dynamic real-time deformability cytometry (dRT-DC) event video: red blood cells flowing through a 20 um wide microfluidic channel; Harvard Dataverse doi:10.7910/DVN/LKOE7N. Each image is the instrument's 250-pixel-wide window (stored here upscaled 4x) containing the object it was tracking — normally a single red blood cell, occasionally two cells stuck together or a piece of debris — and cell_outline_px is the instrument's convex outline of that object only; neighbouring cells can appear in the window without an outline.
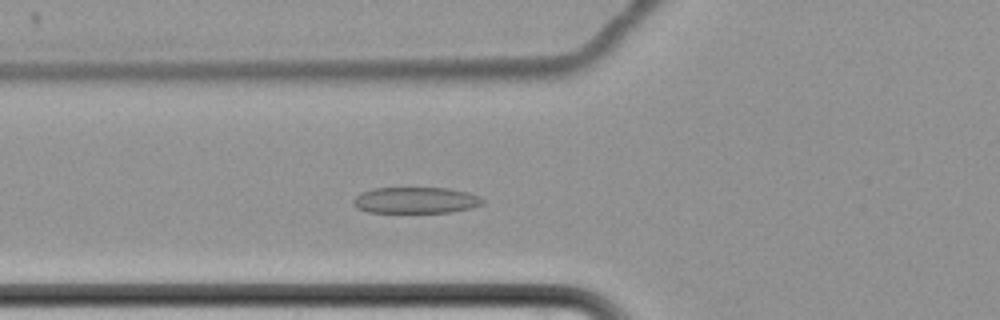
{"species": "common noctule bat (a hibernating species)", "species_latin": "Nyctalus noctula", "temperature_condition": "cold", "stored_images_in_passage": 63, "camera_frame_rate_fps": 3000, "um_per_image_px": 0.085, "animal": {"sex": "female", "body_mass_g": 22.7, "forearm_length_mm": 54.2}, "frame": {"image": 1, "passage_image": 25, "time_ms": 8.0, "image_size_px": [1000, 320], "cell_outline_px": [[484, 204], [472, 208], [448, 212], [368, 212], [356, 208], [352, 204], [352, 200], [360, 192], [372, 188], [448, 188], [468, 192], [480, 196], [484, 200]], "centroid_in_image_um": [35.32, 17.01], "position_along_channel_um": 90.5, "area_um2": 19.94}}
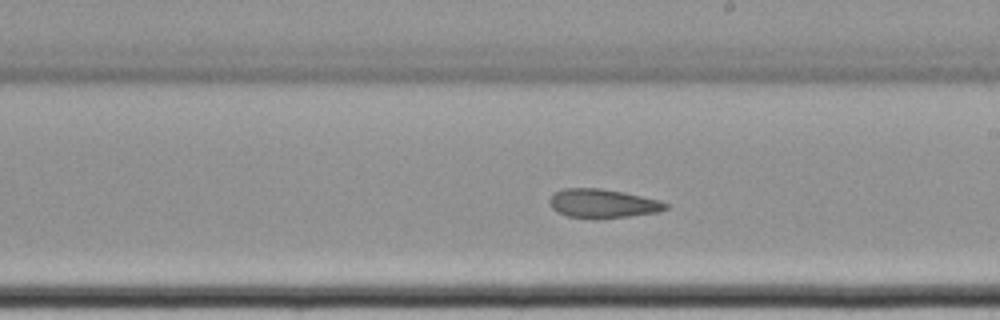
{"frame": {"image": 2, "passage_image": 38, "time_ms": 12.333, "image_size_px": [1000, 320], "cell_outline_px": [[668, 208], [656, 212], [628, 216], [568, 216], [552, 208], [548, 200], [552, 192], [564, 188], [600, 188], [624, 192], [660, 200], [668, 204]], "centroid_in_image_um": [51.22, 17.24], "position_along_channel_um": 237.8, "area_um2": 18.9}}
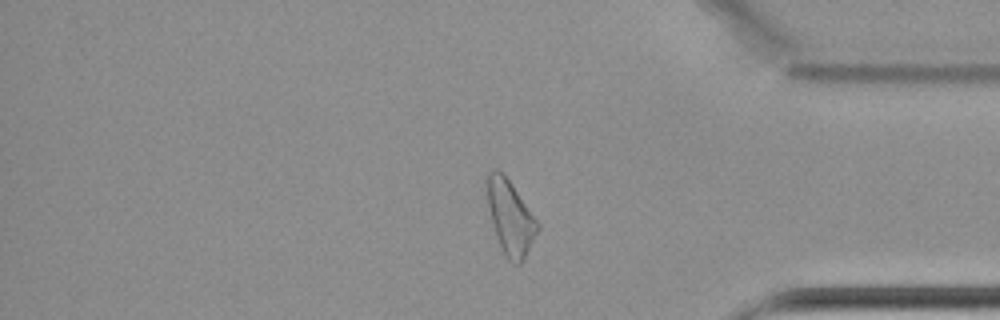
{"frame": {"image": 3, "passage_image": 53, "time_ms": 17.333, "image_size_px": [1000, 320], "cell_outline_px": [[540, 228], [524, 260], [520, 264], [512, 264], [504, 256], [496, 236], [492, 224], [488, 204], [484, 180], [484, 176], [488, 172], [496, 168], [512, 184], [540, 224]], "centroid_in_image_um": [43.36, 18.49], "position_along_channel_um": 391.8, "area_um2": 22.2}, "authors_computed_cell_mechanics": {"area_um2": 22.4264, "velocity_mm_per_s": 3.4101, "shape_relaxation_time_tau1_ms": null, "shape_relaxation_time_tau2_ms": 3.5912, "deformation_change_tau1": null, "deformation_change_tau2": 0.0771}}